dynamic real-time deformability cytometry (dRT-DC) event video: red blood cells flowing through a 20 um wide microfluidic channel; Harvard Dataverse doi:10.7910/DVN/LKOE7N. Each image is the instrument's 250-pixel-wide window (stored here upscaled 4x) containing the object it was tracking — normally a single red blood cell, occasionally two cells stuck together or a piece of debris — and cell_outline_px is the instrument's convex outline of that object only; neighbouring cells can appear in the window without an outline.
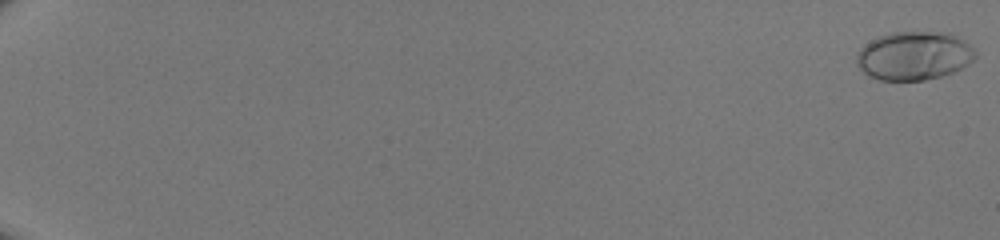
{"species": "human", "species_latin": "Homo sapiens", "temperature_condition": "room temperature", "stored_images_in_passage": 52, "camera_frame_rate_fps": 3000, "um_per_image_px": 0.085, "donor": {"sex": "male"}, "frame": {"image": 1, "passage_image": 1, "time_ms": 0.0, "image_size_px": [1000, 240], "cell_outline_px": [[976, 56], [968, 64], [952, 72], [940, 76], [924, 80], [880, 80], [868, 76], [856, 64], [856, 56], [860, 48], [872, 40], [888, 32], [952, 32], [964, 40], [976, 52]], "centroid_in_image_um": [77.68, 4.73], "position_along_channel_um": 7.3, "area_um2": 33.64}}
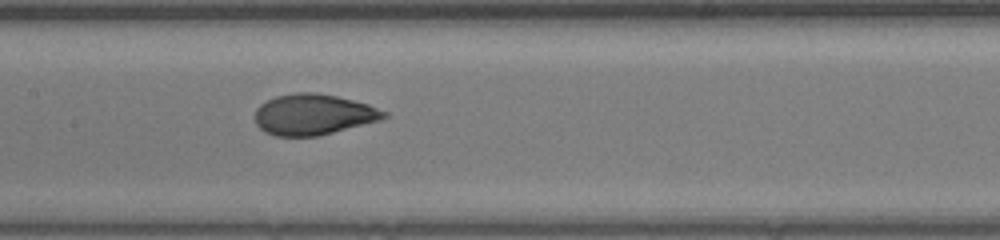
{"frame": {"image": 2, "passage_image": 30, "time_ms": 9.667, "image_size_px": [1000, 240], "cell_outline_px": [[388, 116], [380, 120], [316, 136], [276, 136], [264, 132], [256, 124], [256, 108], [260, 104], [276, 96], [296, 92], [316, 92], [336, 96], [368, 104], [388, 112]], "centroid_in_image_um": [26.63, 9.72], "position_along_channel_um": 180.8, "area_um2": 30.52}}
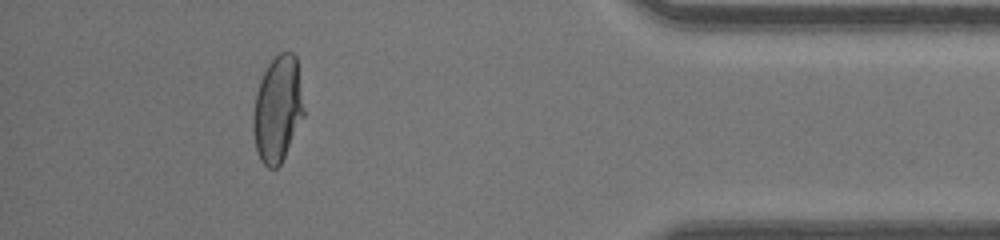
{"frame": {"image": 3, "passage_image": 48, "time_ms": 15.667, "image_size_px": [1000, 240], "cell_outline_px": [[304, 116], [280, 164], [276, 168], [268, 168], [260, 160], [256, 152], [252, 132], [252, 116], [256, 92], [260, 80], [268, 64], [280, 52], [292, 52], [296, 56], [304, 112]], "centroid_in_image_um": [23.57, 9.29], "position_along_channel_um": 411.6, "area_um2": 31.27}}